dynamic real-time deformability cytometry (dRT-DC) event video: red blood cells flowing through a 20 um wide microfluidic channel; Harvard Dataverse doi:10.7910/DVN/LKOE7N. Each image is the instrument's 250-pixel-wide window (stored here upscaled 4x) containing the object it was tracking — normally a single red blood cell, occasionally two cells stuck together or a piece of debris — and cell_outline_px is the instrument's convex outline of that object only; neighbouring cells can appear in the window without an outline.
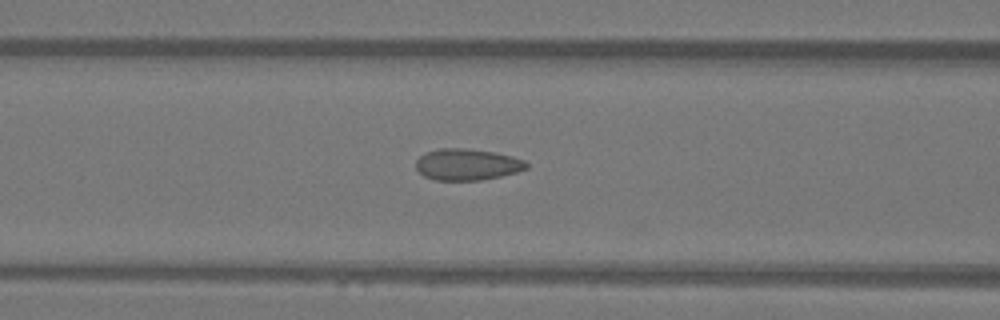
{"species": "Egyptian fruit bat (a non-hibernating species)", "species_latin": "Rousettus aegyptiacus", "temperature_condition": "warm", "stored_images_in_passage": 27, "camera_frame_rate_fps": 3000, "um_per_image_px": 0.085, "animal": {"sex": "female"}, "frame": {"image": 1, "passage_image": 5, "time_ms": 1.333, "image_size_px": [1000, 320], "cell_outline_px": [[528, 168], [516, 172], [500, 176], [480, 180], [436, 180], [424, 176], [416, 168], [416, 160], [424, 152], [440, 148], [464, 148], [496, 152], [512, 156], [524, 160], [528, 164]], "centroid_in_image_um": [39.7, 13.97], "position_along_channel_um": 126.9, "area_um2": 20.29}}
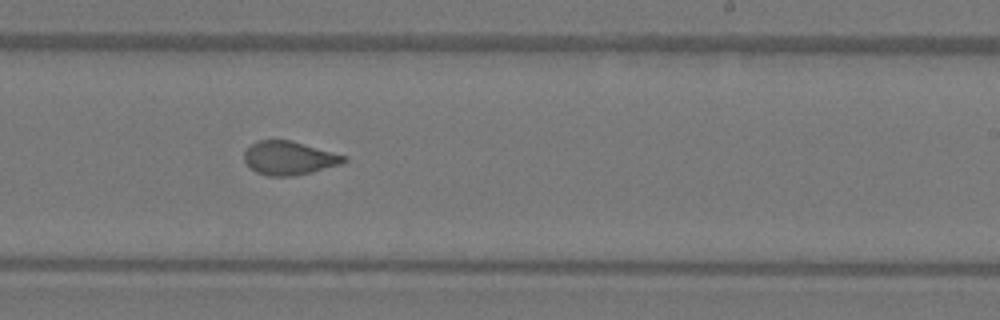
{"frame": {"image": 2, "passage_image": 15, "time_ms": 4.667, "image_size_px": [1000, 320], "cell_outline_px": [[348, 160], [340, 164], [312, 172], [292, 176], [268, 176], [256, 172], [244, 160], [244, 152], [256, 140], [292, 140], [348, 156]], "centroid_in_image_um": [24.6, 13.42], "position_along_channel_um": 264.4, "area_um2": 19.54}}
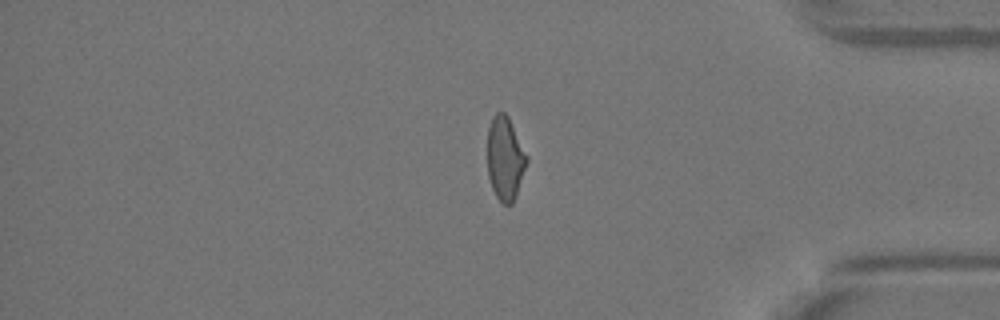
{"frame": {"image": 3, "passage_image": 26, "time_ms": 8.333, "image_size_px": [1000, 320], "cell_outline_px": [[528, 160], [516, 196], [512, 204], [504, 204], [496, 196], [492, 188], [488, 176], [488, 128], [492, 116], [496, 112], [504, 112], [508, 116], [528, 156]], "centroid_in_image_um": [42.94, 13.45], "position_along_channel_um": 392.3, "area_um2": 19.13}}